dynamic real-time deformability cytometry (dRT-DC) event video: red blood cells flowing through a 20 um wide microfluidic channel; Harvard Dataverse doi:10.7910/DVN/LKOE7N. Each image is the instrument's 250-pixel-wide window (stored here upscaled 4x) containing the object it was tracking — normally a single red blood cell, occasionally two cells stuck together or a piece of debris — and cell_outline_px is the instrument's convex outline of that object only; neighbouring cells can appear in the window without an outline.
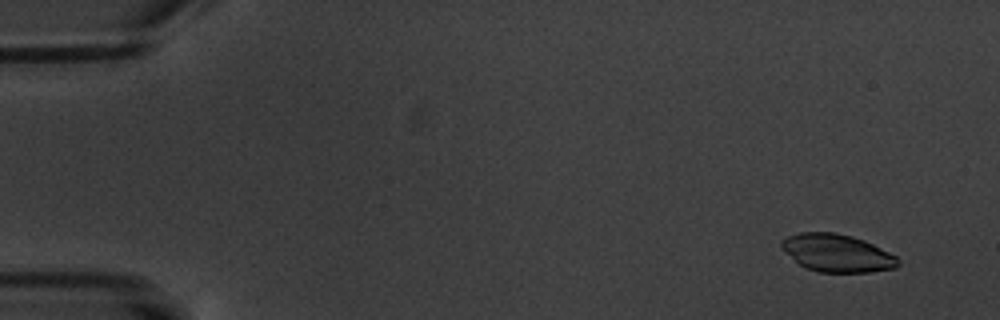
{"species": "common noctule bat (a hibernating species)", "species_latin": "Nyctalus noctula", "temperature_condition": "warm", "stored_images_in_passage": 6, "camera_frame_rate_fps": 3000, "um_per_image_px": 0.085, "animal": {"sex": "male", "body_mass_g": 20.1, "forearm_length_mm": 53.5}, "frame": {"image": 1, "passage_image": 2, "time_ms": 1.333, "image_size_px": [1000, 320], "cell_outline_px": [[900, 264], [896, 268], [868, 272], [820, 272], [808, 268], [800, 264], [780, 244], [780, 240], [788, 236], [800, 232], [836, 232], [852, 236], [864, 240], [896, 256], [900, 260]], "centroid_in_image_um": [71.19, 21.5], "position_along_channel_um": 13.8, "area_um2": 25.26}}
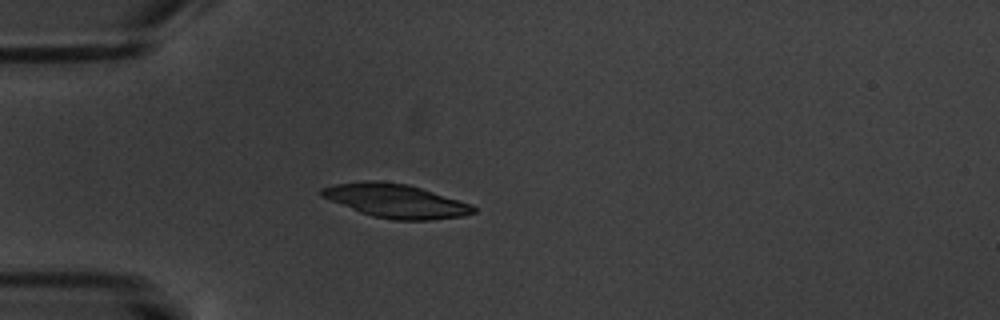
{"frame": {"image": 2, "passage_image": 6, "time_ms": 5.667, "image_size_px": [1000, 320], "cell_outline_px": [[476, 212], [464, 216], [432, 220], [392, 220], [372, 216], [360, 212], [320, 196], [320, 188], [336, 184], [364, 180], [380, 180], [408, 184], [472, 204], [476, 208]], "centroid_in_image_um": [33.64, 17.07], "position_along_channel_um": 51.4, "area_um2": 29.94}}